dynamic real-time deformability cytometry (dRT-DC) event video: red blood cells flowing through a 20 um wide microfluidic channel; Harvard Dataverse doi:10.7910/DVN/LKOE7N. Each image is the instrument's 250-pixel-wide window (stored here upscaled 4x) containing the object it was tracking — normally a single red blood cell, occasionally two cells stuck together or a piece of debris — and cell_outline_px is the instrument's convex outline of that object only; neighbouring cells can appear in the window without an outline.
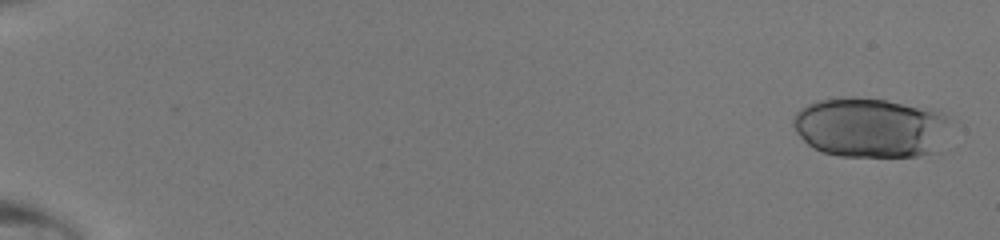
{"species": "human", "species_latin": "Homo sapiens", "temperature_condition": "room temperature", "stored_images_in_passage": 48, "segment_of_instrument_passage": [1, 2], "camera_frame_rate_fps": 3000, "um_per_image_px": 0.085, "donor": {"sex": "male"}, "frame": {"image": 1, "passage_image": 2, "time_ms": 0.333, "image_size_px": [1000, 240], "cell_outline_px": [[952, 116], [940, 152], [916, 156], [840, 156], [824, 152], [808, 144], [796, 132], [792, 124], [792, 120], [796, 112], [800, 108], [816, 100], [844, 96], [852, 96], [884, 100], [936, 108]], "centroid_in_image_um": [74.06, 10.82], "position_along_channel_um": 10.9, "area_um2": 55.95}}
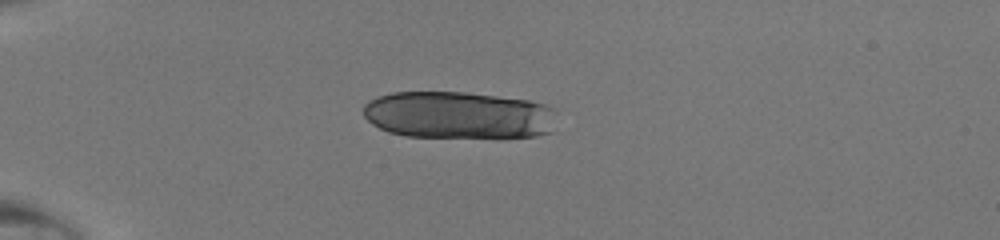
{"frame": {"image": 2, "passage_image": 15, "time_ms": 4.667, "image_size_px": [1000, 240], "cell_outline_px": [[556, 132], [536, 136], [404, 136], [388, 132], [372, 124], [364, 116], [364, 104], [368, 100], [376, 96], [392, 92], [468, 92], [528, 100], [544, 104], [556, 108]], "centroid_in_image_um": [39.01, 9.77], "position_along_channel_um": 46.0, "area_um2": 53.7}}